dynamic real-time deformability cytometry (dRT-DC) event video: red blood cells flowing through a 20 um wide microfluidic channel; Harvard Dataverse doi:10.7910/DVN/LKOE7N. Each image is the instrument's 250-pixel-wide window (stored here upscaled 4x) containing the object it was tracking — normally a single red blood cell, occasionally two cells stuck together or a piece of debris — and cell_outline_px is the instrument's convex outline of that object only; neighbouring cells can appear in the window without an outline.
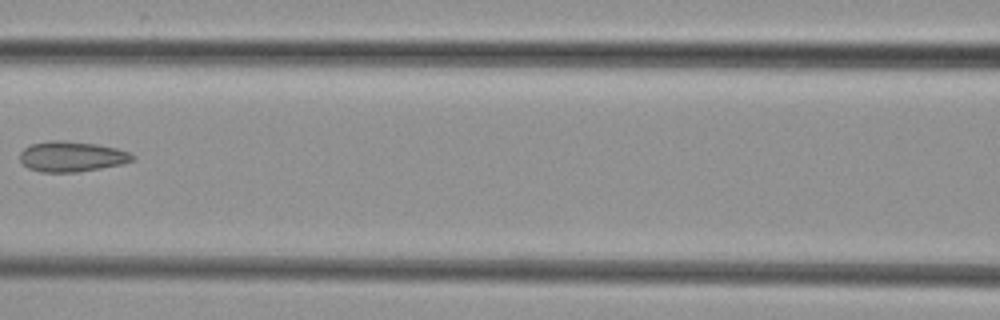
{"species": "common noctule bat (a hibernating species)", "species_latin": "Nyctalus noctula", "temperature_condition": "cold", "stored_images_in_passage": 6, "camera_frame_rate_fps": 3000, "um_per_image_px": 0.085, "animal": {"sex": "female", "body_mass_g": 29.2, "forearm_length_mm": 56.3}, "frame": {"image": 1, "passage_image": 5, "time_ms": 4.667, "image_size_px": [1000, 320], "cell_outline_px": [[136, 160], [124, 164], [76, 172], [40, 172], [28, 168], [20, 160], [20, 152], [24, 148], [32, 144], [52, 140], [68, 140], [96, 144], [116, 148], [128, 152], [136, 156]], "centroid_in_image_um": [6.12, 13.3], "position_along_channel_um": 160.5, "area_um2": 20.06}}
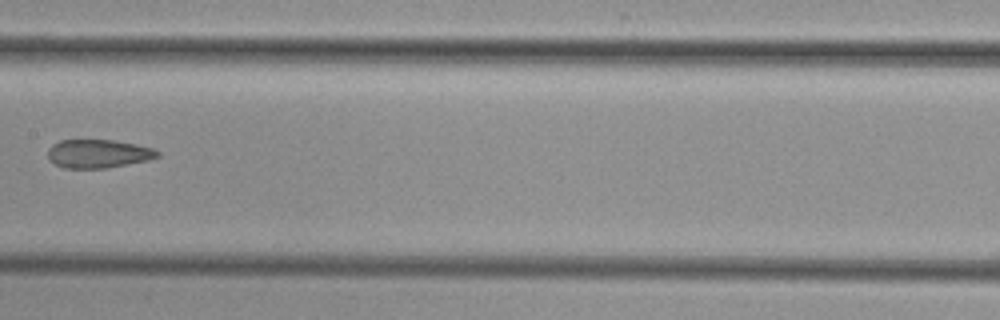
{"frame": {"image": 2, "passage_image": 6, "time_ms": 5.667, "image_size_px": [1000, 320], "cell_outline_px": [[160, 156], [148, 160], [108, 168], [64, 168], [48, 160], [48, 148], [52, 144], [60, 140], [112, 140], [136, 144], [152, 148], [160, 152]], "centroid_in_image_um": [8.34, 13.06], "position_along_channel_um": 199.1, "area_um2": 18.26}}